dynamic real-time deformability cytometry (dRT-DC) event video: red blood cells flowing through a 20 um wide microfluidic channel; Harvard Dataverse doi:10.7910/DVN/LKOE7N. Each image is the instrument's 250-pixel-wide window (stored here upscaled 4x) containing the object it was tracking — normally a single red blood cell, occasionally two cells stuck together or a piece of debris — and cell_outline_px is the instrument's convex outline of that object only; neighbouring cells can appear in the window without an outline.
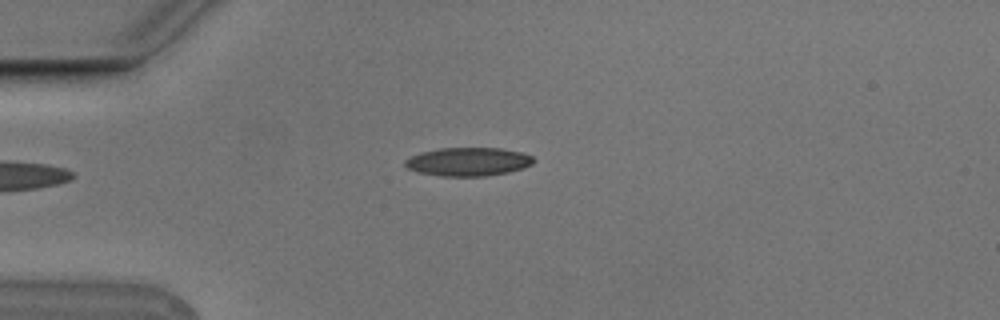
{"species": "Egyptian fruit bat (a non-hibernating species)", "species_latin": "Rousettus aegyptiacus", "temperature_condition": "cold", "stored_images_in_passage": 6, "camera_frame_rate_fps": 3000, "um_per_image_px": 0.085, "animal": {"sex": "male"}, "frame": {"image": 1, "passage_image": 1, "time_ms": 0.0, "image_size_px": [1000, 320], "cell_outline_px": [[536, 160], [532, 164], [524, 168], [508, 172], [484, 176], [440, 176], [416, 172], [408, 168], [404, 164], [404, 160], [408, 156], [420, 152], [440, 148], [500, 148], [520, 152], [532, 156]], "centroid_in_image_um": [39.76, 13.74], "position_along_channel_um": 45.2, "area_um2": 21.5}}
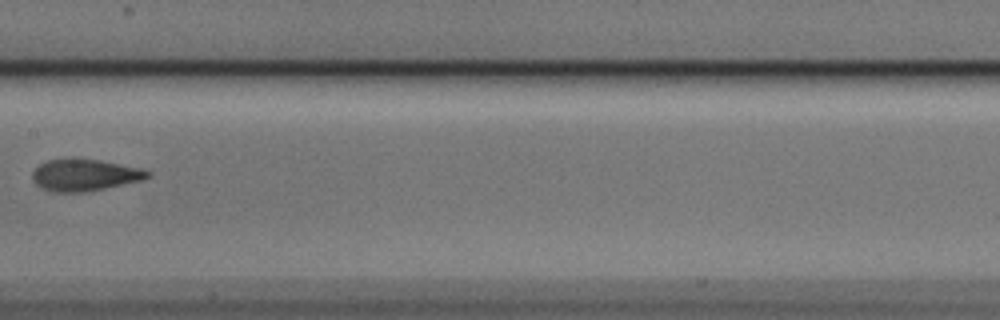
{"frame": {"image": 2, "passage_image": 5, "time_ms": 1.333, "image_size_px": [1000, 320], "cell_outline_px": [[152, 176], [140, 180], [84, 192], [52, 192], [36, 184], [32, 180], [32, 172], [40, 164], [48, 160], [64, 156], [100, 160], [140, 168], [152, 172]], "centroid_in_image_um": [7.15, 14.84], "position_along_channel_um": 200.2, "area_um2": 21.5}}
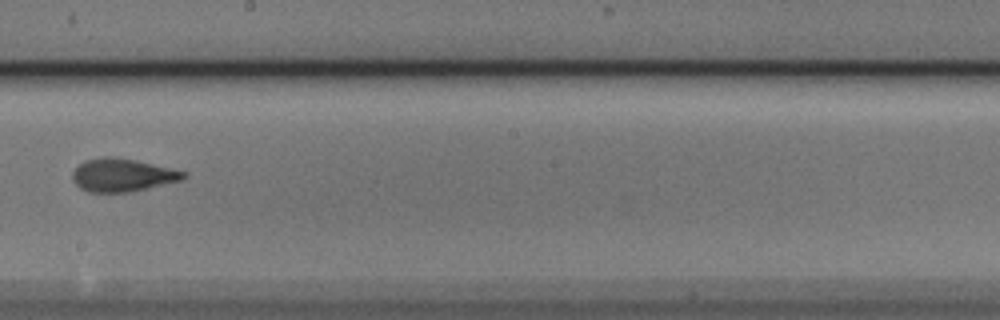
{"frame": {"image": 3, "passage_image": 6, "time_ms": 1.667, "image_size_px": [1000, 320], "cell_outline_px": [[188, 176], [184, 180], [128, 192], [88, 192], [80, 188], [72, 180], [72, 172], [84, 160], [100, 156], [112, 156], [136, 160], [172, 168], [188, 172]], "centroid_in_image_um": [10.42, 14.87], "position_along_channel_um": 237.8, "area_um2": 21.62}}